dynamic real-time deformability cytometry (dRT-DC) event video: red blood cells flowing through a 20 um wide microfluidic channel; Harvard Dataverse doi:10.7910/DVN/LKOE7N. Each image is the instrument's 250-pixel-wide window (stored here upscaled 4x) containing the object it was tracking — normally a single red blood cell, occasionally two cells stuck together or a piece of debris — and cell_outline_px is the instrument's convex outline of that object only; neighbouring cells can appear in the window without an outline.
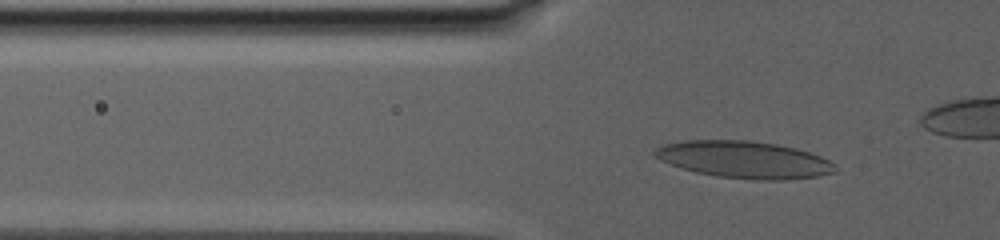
{"species": "human", "species_latin": "Homo sapiens", "temperature_condition": "warm", "stored_images_in_passage": 71, "camera_frame_rate_fps": 3000, "um_per_image_px": 0.085, "donor": {"sex": "male"}, "frame": {"image": 1, "passage_image": 26, "time_ms": 8.0, "image_size_px": [1000, 240], "cell_outline_px": [[836, 172], [816, 176], [788, 180], [756, 180], [716, 176], [696, 172], [680, 168], [660, 160], [652, 156], [652, 152], [656, 148], [664, 144], [684, 140], [748, 140], [776, 144], [796, 148], [820, 156], [828, 160], [832, 164]], "centroid_in_image_um": [63.19, 13.57], "position_along_channel_um": 62.6, "area_um2": 38.96}}
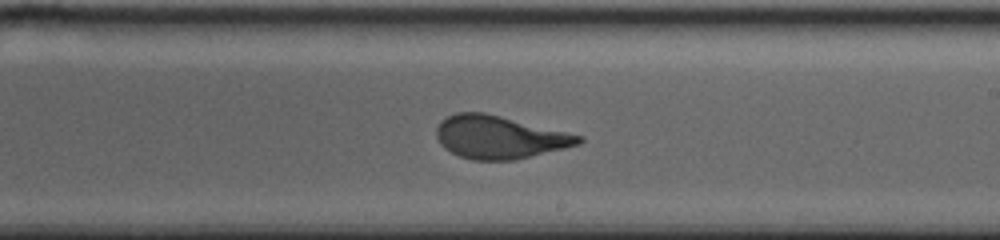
{"frame": {"image": 2, "passage_image": 51, "time_ms": 16.0, "image_size_px": [1000, 240], "cell_outline_px": [[584, 140], [580, 144], [564, 148], [512, 160], [472, 160], [460, 156], [444, 148], [440, 144], [436, 136], [436, 128], [440, 120], [456, 112], [484, 112], [584, 136]], "centroid_in_image_um": [42.42, 11.65], "position_along_channel_um": 246.6, "area_um2": 35.37}}
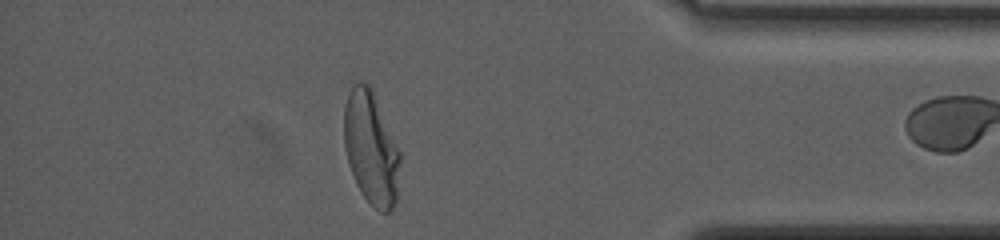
{"frame": {"image": 3, "passage_image": 70, "time_ms": 23.333, "image_size_px": [1000, 240], "cell_outline_px": [[400, 164], [396, 200], [392, 208], [388, 212], [380, 212], [364, 196], [356, 184], [344, 148], [344, 108], [348, 92], [360, 80], [368, 84], [372, 88], [400, 152]], "centroid_in_image_um": [31.53, 12.57], "position_along_channel_um": 403.7, "area_um2": 36.59}}